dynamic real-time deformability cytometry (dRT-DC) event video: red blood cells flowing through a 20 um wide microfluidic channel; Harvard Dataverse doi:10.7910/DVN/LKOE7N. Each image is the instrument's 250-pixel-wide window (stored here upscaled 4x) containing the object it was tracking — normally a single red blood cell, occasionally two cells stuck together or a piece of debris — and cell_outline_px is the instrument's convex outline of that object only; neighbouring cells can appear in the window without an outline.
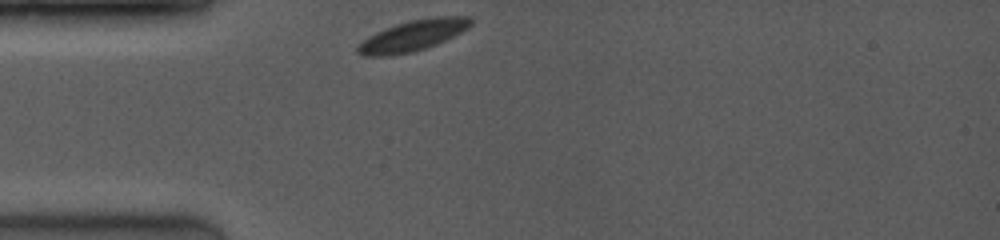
{"species": "common noctule bat (a hibernating species)", "species_latin": "Nyctalus noctula", "temperature_condition": "room temperature", "stored_images_in_passage": 6, "camera_frame_rate_fps": 4000, "um_per_image_px": 0.085, "animal": {"sex": "female", "body_mass_g": 19.0, "forearm_length_mm": 53.3}, "frame": {"image": 1, "passage_image": 1, "time_ms": 0.0, "image_size_px": [1000, 240], "cell_outline_px": [[472, 24], [468, 28], [436, 44], [412, 52], [384, 56], [364, 56], [356, 52], [356, 48], [368, 36], [388, 28], [412, 20], [436, 16], [468, 16], [472, 20]], "centroid_in_image_um": [35.11, 3.03], "position_along_channel_um": 49.9, "area_um2": 19.77}}